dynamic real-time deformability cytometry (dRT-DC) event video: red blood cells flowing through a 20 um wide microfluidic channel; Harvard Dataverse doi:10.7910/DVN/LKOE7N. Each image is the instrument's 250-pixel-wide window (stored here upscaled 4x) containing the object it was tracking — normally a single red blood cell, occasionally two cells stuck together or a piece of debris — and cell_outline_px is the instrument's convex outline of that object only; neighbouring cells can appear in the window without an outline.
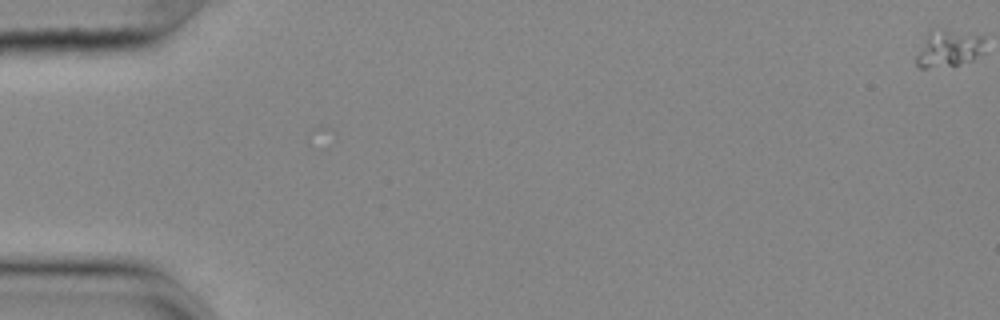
{"species": "common noctule bat (a hibernating species)", "species_latin": "Nyctalus noctula", "temperature_condition": "cold", "stored_images_in_passage": 20, "camera_frame_rate_fps": 3000, "um_per_image_px": 0.085, "animal": {"sex": "female", "body_mass_g": 25.1}, "frame": {"image": 1, "passage_image": 1, "time_ms": 0.0, "image_size_px": [1000, 320], "cell_outline_px": [[984, 36], [980, 52], [972, 60], [956, 64], [924, 68], [920, 68], [916, 64], [916, 56], [928, 32], [932, 28], [944, 28]], "centroid_in_image_um": [80.58, 4.08], "position_along_channel_um": 4.4, "area_um2": 14.45}}